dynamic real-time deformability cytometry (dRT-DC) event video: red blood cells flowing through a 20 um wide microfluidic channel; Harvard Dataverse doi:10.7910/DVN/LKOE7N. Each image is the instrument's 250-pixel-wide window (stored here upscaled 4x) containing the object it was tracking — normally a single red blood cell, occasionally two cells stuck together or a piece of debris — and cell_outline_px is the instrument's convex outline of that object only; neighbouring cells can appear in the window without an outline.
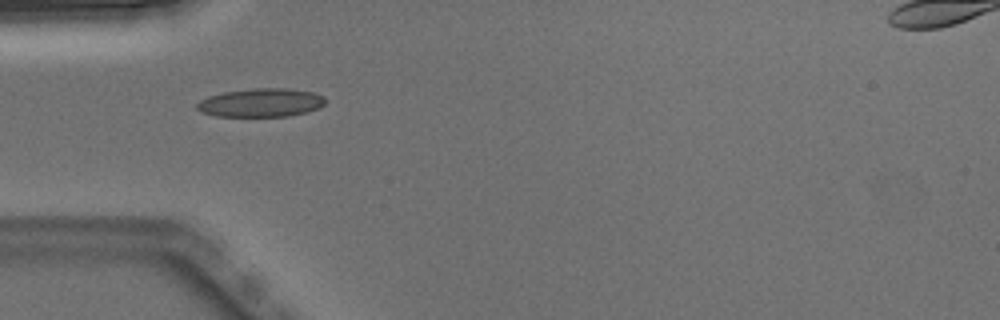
{"species": "Egyptian fruit bat (a non-hibernating species)", "species_latin": "Rousettus aegyptiacus", "temperature_condition": "warm", "stored_images_in_passage": 4, "camera_frame_rate_fps": 3000, "um_per_image_px": 0.085, "animal": {"sex": "male"}, "frame": {"image": 1, "passage_image": 1, "time_ms": 0.0, "image_size_px": [1000, 320], "cell_outline_px": [[324, 104], [320, 108], [308, 112], [288, 116], [216, 116], [200, 112], [196, 108], [196, 104], [200, 100], [208, 96], [224, 92], [252, 88], [288, 88], [312, 92], [324, 96]], "centroid_in_image_um": [22.17, 8.73], "position_along_channel_um": 62.8, "area_um2": 21.44}}
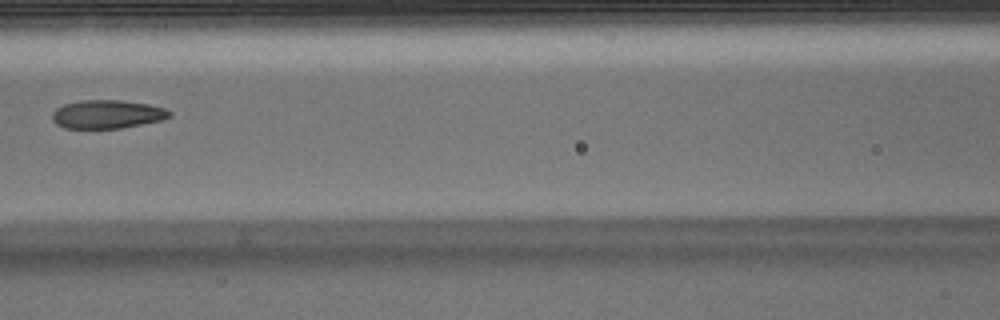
{"frame": {"image": 2, "passage_image": 3, "time_ms": 0.667, "image_size_px": [1000, 320], "cell_outline_px": [[172, 116], [160, 120], [120, 128], [64, 128], [56, 124], [52, 120], [52, 112], [56, 108], [64, 104], [80, 100], [120, 100], [148, 104], [164, 108], [172, 112]], "centroid_in_image_um": [9.08, 9.7], "position_along_channel_um": 157.5, "area_um2": 19.42}}
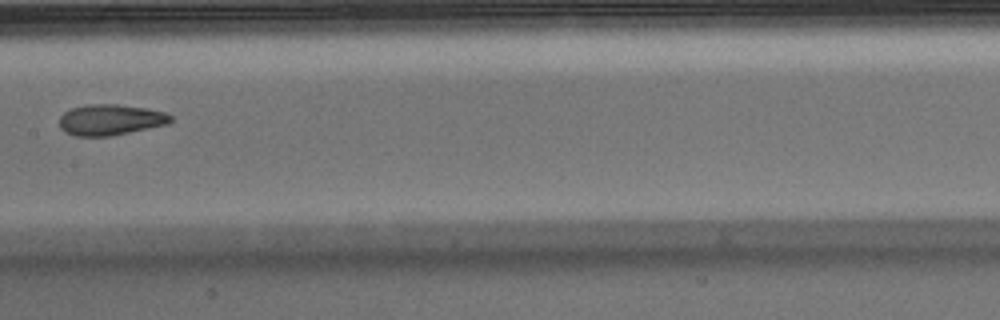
{"frame": {"image": 3, "passage_image": 4, "time_ms": 1.0, "image_size_px": [1000, 320], "cell_outline_px": [[172, 120], [168, 124], [112, 136], [76, 136], [64, 132], [60, 128], [60, 116], [64, 112], [72, 108], [88, 104], [116, 104], [144, 108], [164, 112], [172, 116]], "centroid_in_image_um": [9.37, 10.19], "position_along_channel_um": 198.0, "area_um2": 20.0}}